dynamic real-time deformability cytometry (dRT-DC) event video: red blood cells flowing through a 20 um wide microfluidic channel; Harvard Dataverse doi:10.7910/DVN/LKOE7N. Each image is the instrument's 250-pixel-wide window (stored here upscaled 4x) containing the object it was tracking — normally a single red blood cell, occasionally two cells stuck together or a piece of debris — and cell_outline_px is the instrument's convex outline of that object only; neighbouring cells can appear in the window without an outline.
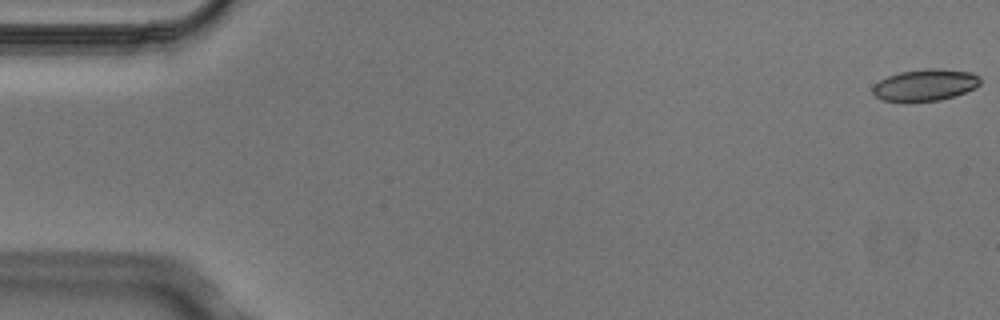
{"species": "Egyptian fruit bat (a non-hibernating species)", "species_latin": "Rousettus aegyptiacus", "temperature_condition": "cold", "stored_images_in_passage": 5, "camera_frame_rate_fps": 3000, "um_per_image_px": 0.085, "animal": {"sex": "male"}, "frame": {"image": 1, "passage_image": 1, "time_ms": 0.0, "image_size_px": [1000, 320], "cell_outline_px": [[980, 84], [976, 88], [956, 96], [940, 100], [904, 104], [884, 100], [876, 96], [872, 92], [872, 88], [880, 80], [888, 76], [900, 72], [924, 68], [940, 68], [972, 72], [980, 76]], "centroid_in_image_um": [78.65, 7.25], "position_along_channel_um": 6.3, "area_um2": 20.52}}
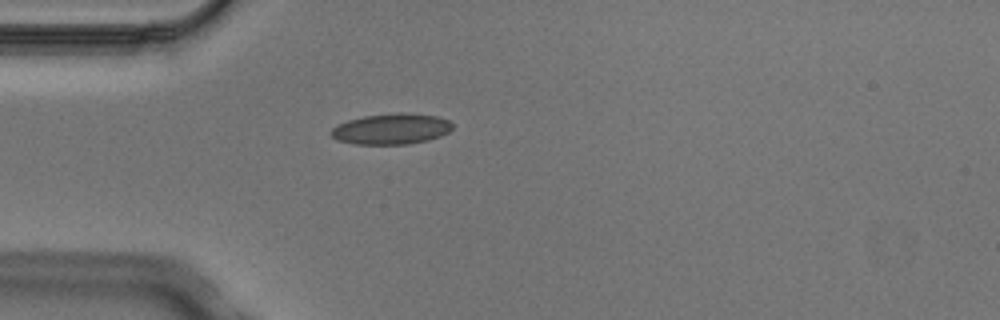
{"frame": {"image": 2, "passage_image": 5, "time_ms": 1.333, "image_size_px": [1000, 320], "cell_outline_px": [[452, 128], [448, 132], [440, 136], [428, 140], [408, 144], [356, 144], [336, 140], [328, 132], [336, 124], [348, 120], [364, 116], [396, 112], [408, 112], [436, 116], [448, 120], [452, 124]], "centroid_in_image_um": [33.23, 10.95], "position_along_channel_um": 51.8, "area_um2": 21.96}}